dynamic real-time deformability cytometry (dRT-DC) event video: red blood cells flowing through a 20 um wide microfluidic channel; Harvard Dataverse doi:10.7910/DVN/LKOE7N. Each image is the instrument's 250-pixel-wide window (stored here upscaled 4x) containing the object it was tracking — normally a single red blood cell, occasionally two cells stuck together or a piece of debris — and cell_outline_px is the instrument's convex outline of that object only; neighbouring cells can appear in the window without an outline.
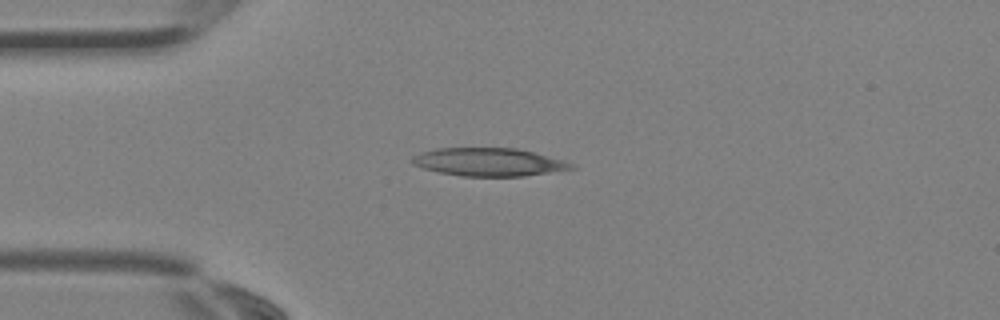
{"species": "Egyptian fruit bat (a non-hibernating species)", "species_latin": "Rousettus aegyptiacus", "temperature_condition": "room temperature", "stored_images_in_passage": 2, "camera_frame_rate_fps": 3000, "um_per_image_px": 0.085, "animal": {"sex": "female"}, "frame": {"image": 1, "passage_image": 2, "time_ms": 0.333, "image_size_px": [1000, 320], "cell_outline_px": [[576, 168], [524, 176], [460, 176], [440, 172], [424, 168], [412, 164], [412, 156], [420, 152], [436, 148], [516, 148], [564, 160], [572, 164]], "centroid_in_image_um": [41.51, 13.77], "position_along_channel_um": 43.5, "area_um2": 25.84}}